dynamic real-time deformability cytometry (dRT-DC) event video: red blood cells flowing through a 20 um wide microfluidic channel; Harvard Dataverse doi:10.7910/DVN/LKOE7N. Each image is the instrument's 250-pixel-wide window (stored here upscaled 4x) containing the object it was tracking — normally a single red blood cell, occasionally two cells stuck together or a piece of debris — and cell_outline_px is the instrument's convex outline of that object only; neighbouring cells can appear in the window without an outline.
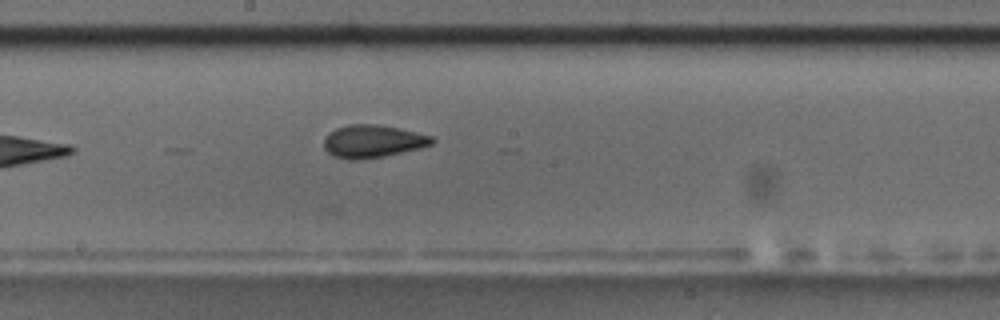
{"species": "common noctule bat (a hibernating species)", "species_latin": "Nyctalus noctula", "temperature_condition": "room temperature", "stored_images_in_passage": 9, "camera_frame_rate_fps": 3000, "um_per_image_px": 0.085, "animal": {"sex": "male", "body_mass_g": 17.5, "forearm_length_mm": 52.3}, "frame": {"image": 1, "passage_image": 9, "time_ms": 9.0, "image_size_px": [1000, 320], "cell_outline_px": [[436, 140], [432, 144], [420, 148], [384, 156], [360, 160], [348, 160], [336, 156], [328, 152], [324, 148], [324, 140], [328, 132], [336, 128], [348, 124], [376, 124], [400, 128], [432, 136]], "centroid_in_image_um": [31.68, 12.0], "position_along_channel_um": 216.5, "area_um2": 20.69}}